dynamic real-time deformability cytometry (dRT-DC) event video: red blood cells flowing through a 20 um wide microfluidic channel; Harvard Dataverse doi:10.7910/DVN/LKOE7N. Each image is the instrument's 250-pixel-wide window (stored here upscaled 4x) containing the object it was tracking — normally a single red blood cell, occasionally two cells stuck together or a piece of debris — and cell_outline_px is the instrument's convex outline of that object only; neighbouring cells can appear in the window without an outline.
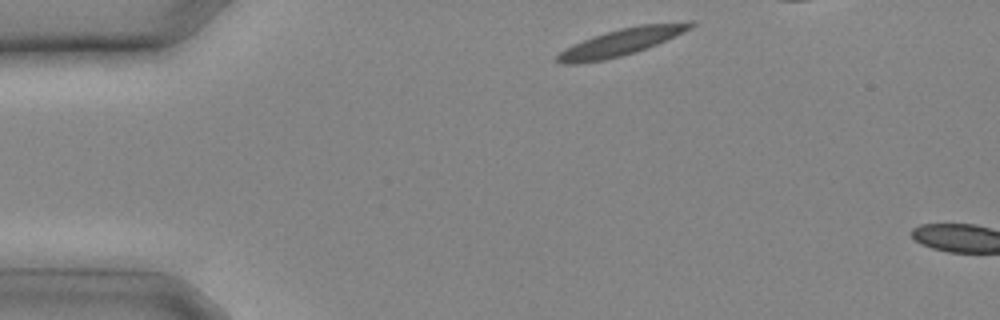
{"species": "common noctule bat (a hibernating species)", "species_latin": "Nyctalus noctula", "temperature_condition": "cold", "stored_images_in_passage": 9, "camera_frame_rate_fps": 3000, "um_per_image_px": 0.085, "animal": {"sex": "male", "body_mass_g": 20.4}, "frame": {"image": 1, "passage_image": 1, "time_ms": 0.0, "image_size_px": [1000, 320], "cell_outline_px": [[696, 24], [692, 28], [684, 32], [656, 44], [636, 52], [604, 60], [580, 64], [564, 64], [556, 60], [556, 56], [560, 52], [572, 44], [592, 36], [620, 28], [640, 24], [692, 20], [696, 20]], "centroid_in_image_um": [52.85, 3.55], "position_along_channel_um": 32.1, "area_um2": 21.21}}
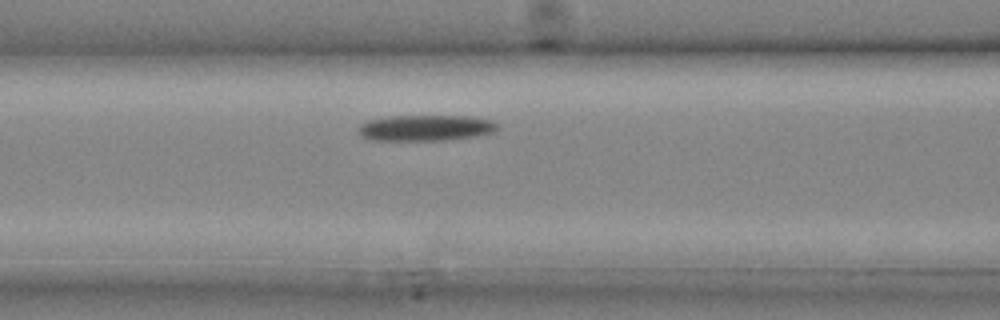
{"frame": {"image": 2, "passage_image": 7, "time_ms": 2.0, "image_size_px": [1000, 320], "cell_outline_px": [[500, 128], [496, 132], [480, 136], [448, 140], [372, 140], [364, 136], [356, 128], [360, 124], [368, 120], [388, 116], [476, 116], [492, 120], [500, 124]], "centroid_in_image_um": [36.29, 10.86], "position_along_channel_um": 130.3, "area_um2": 21.44}}
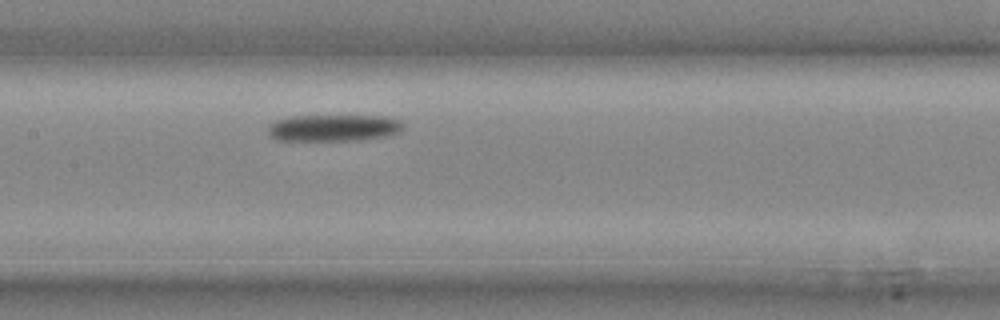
{"frame": {"image": 3, "passage_image": 9, "time_ms": 2.667, "image_size_px": [1000, 320], "cell_outline_px": [[404, 128], [400, 132], [388, 136], [360, 140], [276, 140], [268, 132], [268, 124], [276, 120], [292, 116], [388, 116], [400, 120], [404, 124]], "centroid_in_image_um": [28.4, 10.86], "position_along_channel_um": 179.0, "area_um2": 21.21}}